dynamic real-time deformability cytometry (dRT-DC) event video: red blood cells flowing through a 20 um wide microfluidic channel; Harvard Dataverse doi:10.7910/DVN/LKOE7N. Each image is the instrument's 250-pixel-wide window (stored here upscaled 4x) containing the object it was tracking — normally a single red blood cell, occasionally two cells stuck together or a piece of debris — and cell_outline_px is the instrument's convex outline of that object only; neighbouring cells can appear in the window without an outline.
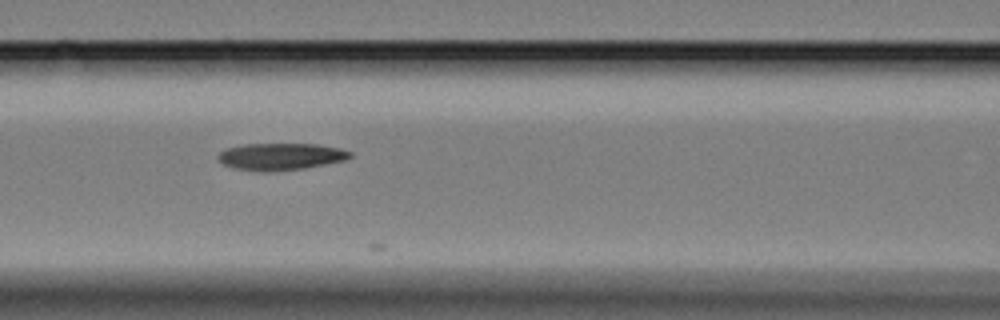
{"species": "Egyptian fruit bat (a non-hibernating species)", "species_latin": "Rousettus aegyptiacus", "temperature_condition": "cold", "stored_images_in_passage": 18, "camera_frame_rate_fps": 3000, "um_per_image_px": 0.085, "animal": {"sex": "female"}, "frame": {"image": 1, "passage_image": 16, "time_ms": 5.0, "image_size_px": [1000, 320], "cell_outline_px": [[352, 156], [344, 160], [304, 168], [268, 172], [264, 172], [232, 168], [224, 164], [216, 156], [220, 152], [228, 148], [244, 144], [316, 144], [340, 148], [352, 152]], "centroid_in_image_um": [23.85, 13.31], "position_along_channel_um": 142.7, "area_um2": 20.63}}